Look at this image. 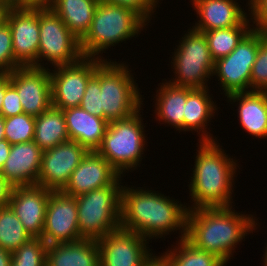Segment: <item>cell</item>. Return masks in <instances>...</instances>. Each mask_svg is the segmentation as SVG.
<instances>
[{"label": "cell", "instance_id": "6da1fadb", "mask_svg": "<svg viewBox=\"0 0 267 266\" xmlns=\"http://www.w3.org/2000/svg\"><path fill=\"white\" fill-rule=\"evenodd\" d=\"M141 188V189H140ZM158 191L143 187H122L121 229L138 233L141 237L162 238L179 230L186 238L188 208Z\"/></svg>", "mask_w": 267, "mask_h": 266}, {"label": "cell", "instance_id": "7a4b0ae2", "mask_svg": "<svg viewBox=\"0 0 267 266\" xmlns=\"http://www.w3.org/2000/svg\"><path fill=\"white\" fill-rule=\"evenodd\" d=\"M232 207H202L188 210L187 214L186 239L226 264L236 245L258 228L255 216L238 213Z\"/></svg>", "mask_w": 267, "mask_h": 266}, {"label": "cell", "instance_id": "3957f363", "mask_svg": "<svg viewBox=\"0 0 267 266\" xmlns=\"http://www.w3.org/2000/svg\"><path fill=\"white\" fill-rule=\"evenodd\" d=\"M199 143L189 183V194L194 203L187 207L188 210L232 206L234 177L239 167L237 160L226 155L218 141Z\"/></svg>", "mask_w": 267, "mask_h": 266}, {"label": "cell", "instance_id": "277c9868", "mask_svg": "<svg viewBox=\"0 0 267 266\" xmlns=\"http://www.w3.org/2000/svg\"><path fill=\"white\" fill-rule=\"evenodd\" d=\"M147 24L131 8L99 1L91 26L80 40L81 51L84 57L107 61L100 53L130 38H136Z\"/></svg>", "mask_w": 267, "mask_h": 266}, {"label": "cell", "instance_id": "5b68a950", "mask_svg": "<svg viewBox=\"0 0 267 266\" xmlns=\"http://www.w3.org/2000/svg\"><path fill=\"white\" fill-rule=\"evenodd\" d=\"M140 110L123 120L108 123L97 152L121 175L140 167L146 146L145 126ZM144 126V127H143ZM124 173V174H123Z\"/></svg>", "mask_w": 267, "mask_h": 266}, {"label": "cell", "instance_id": "8992f818", "mask_svg": "<svg viewBox=\"0 0 267 266\" xmlns=\"http://www.w3.org/2000/svg\"><path fill=\"white\" fill-rule=\"evenodd\" d=\"M123 186H107L75 197L82 239L99 240L121 228Z\"/></svg>", "mask_w": 267, "mask_h": 266}, {"label": "cell", "instance_id": "52a82bcc", "mask_svg": "<svg viewBox=\"0 0 267 266\" xmlns=\"http://www.w3.org/2000/svg\"><path fill=\"white\" fill-rule=\"evenodd\" d=\"M135 83L126 63L118 64L109 59L100 64L103 119L108 123L129 118L142 110V95Z\"/></svg>", "mask_w": 267, "mask_h": 266}, {"label": "cell", "instance_id": "ba28073f", "mask_svg": "<svg viewBox=\"0 0 267 266\" xmlns=\"http://www.w3.org/2000/svg\"><path fill=\"white\" fill-rule=\"evenodd\" d=\"M172 56L171 64L175 78L168 81L178 87L192 89L207 88L213 76L214 63L209 51L206 36L202 32L188 29ZM208 78V79H207Z\"/></svg>", "mask_w": 267, "mask_h": 266}, {"label": "cell", "instance_id": "9c48e42d", "mask_svg": "<svg viewBox=\"0 0 267 266\" xmlns=\"http://www.w3.org/2000/svg\"><path fill=\"white\" fill-rule=\"evenodd\" d=\"M39 29L40 43L36 68L46 67L43 60L58 67L74 64L84 57L80 40L52 9H39Z\"/></svg>", "mask_w": 267, "mask_h": 266}, {"label": "cell", "instance_id": "30bf717a", "mask_svg": "<svg viewBox=\"0 0 267 266\" xmlns=\"http://www.w3.org/2000/svg\"><path fill=\"white\" fill-rule=\"evenodd\" d=\"M259 44L260 31L252 29L229 55L215 61L213 75L218 77L225 96L251 91V71Z\"/></svg>", "mask_w": 267, "mask_h": 266}, {"label": "cell", "instance_id": "8fae6325", "mask_svg": "<svg viewBox=\"0 0 267 266\" xmlns=\"http://www.w3.org/2000/svg\"><path fill=\"white\" fill-rule=\"evenodd\" d=\"M103 61L83 57L74 64L54 67L50 71L52 106L61 110L79 107L88 80Z\"/></svg>", "mask_w": 267, "mask_h": 266}, {"label": "cell", "instance_id": "7c38bea8", "mask_svg": "<svg viewBox=\"0 0 267 266\" xmlns=\"http://www.w3.org/2000/svg\"><path fill=\"white\" fill-rule=\"evenodd\" d=\"M147 240L121 228L108 233L97 240L100 266H144L155 256Z\"/></svg>", "mask_w": 267, "mask_h": 266}, {"label": "cell", "instance_id": "4fadbf2b", "mask_svg": "<svg viewBox=\"0 0 267 266\" xmlns=\"http://www.w3.org/2000/svg\"><path fill=\"white\" fill-rule=\"evenodd\" d=\"M41 238L47 245L82 240L75 197L62 191L50 192Z\"/></svg>", "mask_w": 267, "mask_h": 266}, {"label": "cell", "instance_id": "5bb4252c", "mask_svg": "<svg viewBox=\"0 0 267 266\" xmlns=\"http://www.w3.org/2000/svg\"><path fill=\"white\" fill-rule=\"evenodd\" d=\"M87 152L72 140L43 151L37 185L50 191H62Z\"/></svg>", "mask_w": 267, "mask_h": 266}, {"label": "cell", "instance_id": "9a60e30c", "mask_svg": "<svg viewBox=\"0 0 267 266\" xmlns=\"http://www.w3.org/2000/svg\"><path fill=\"white\" fill-rule=\"evenodd\" d=\"M25 114L37 117L52 106L49 68L19 67L9 73Z\"/></svg>", "mask_w": 267, "mask_h": 266}, {"label": "cell", "instance_id": "2e32d148", "mask_svg": "<svg viewBox=\"0 0 267 266\" xmlns=\"http://www.w3.org/2000/svg\"><path fill=\"white\" fill-rule=\"evenodd\" d=\"M7 23L12 34L15 60L22 67H37L40 43L39 9H27L15 3L8 13Z\"/></svg>", "mask_w": 267, "mask_h": 266}, {"label": "cell", "instance_id": "e0dca14e", "mask_svg": "<svg viewBox=\"0 0 267 266\" xmlns=\"http://www.w3.org/2000/svg\"><path fill=\"white\" fill-rule=\"evenodd\" d=\"M119 174L97 151H88L72 172L63 193L76 197L107 186H123Z\"/></svg>", "mask_w": 267, "mask_h": 266}, {"label": "cell", "instance_id": "ac0fdd59", "mask_svg": "<svg viewBox=\"0 0 267 266\" xmlns=\"http://www.w3.org/2000/svg\"><path fill=\"white\" fill-rule=\"evenodd\" d=\"M50 190L39 186L15 187L9 206L31 237L43 234Z\"/></svg>", "mask_w": 267, "mask_h": 266}, {"label": "cell", "instance_id": "d6986e66", "mask_svg": "<svg viewBox=\"0 0 267 266\" xmlns=\"http://www.w3.org/2000/svg\"><path fill=\"white\" fill-rule=\"evenodd\" d=\"M200 19L192 26L198 32L234 26H253L247 13L235 0H191ZM250 21V22H249Z\"/></svg>", "mask_w": 267, "mask_h": 266}, {"label": "cell", "instance_id": "ffe728a7", "mask_svg": "<svg viewBox=\"0 0 267 266\" xmlns=\"http://www.w3.org/2000/svg\"><path fill=\"white\" fill-rule=\"evenodd\" d=\"M42 153L34 141L12 145L1 175L14 187L37 185Z\"/></svg>", "mask_w": 267, "mask_h": 266}, {"label": "cell", "instance_id": "44dd1931", "mask_svg": "<svg viewBox=\"0 0 267 266\" xmlns=\"http://www.w3.org/2000/svg\"><path fill=\"white\" fill-rule=\"evenodd\" d=\"M69 139L79 143L88 151L100 147L108 122L79 107L63 110Z\"/></svg>", "mask_w": 267, "mask_h": 266}, {"label": "cell", "instance_id": "7402d4cb", "mask_svg": "<svg viewBox=\"0 0 267 266\" xmlns=\"http://www.w3.org/2000/svg\"><path fill=\"white\" fill-rule=\"evenodd\" d=\"M227 99L238 102V120L242 128L257 138H267V103L263 92H237L227 95Z\"/></svg>", "mask_w": 267, "mask_h": 266}, {"label": "cell", "instance_id": "603a6c76", "mask_svg": "<svg viewBox=\"0 0 267 266\" xmlns=\"http://www.w3.org/2000/svg\"><path fill=\"white\" fill-rule=\"evenodd\" d=\"M46 266H100L97 240L48 245Z\"/></svg>", "mask_w": 267, "mask_h": 266}, {"label": "cell", "instance_id": "cb8c5ba5", "mask_svg": "<svg viewBox=\"0 0 267 266\" xmlns=\"http://www.w3.org/2000/svg\"><path fill=\"white\" fill-rule=\"evenodd\" d=\"M209 87L201 89H192L187 87V100L185 104L184 131H196L199 141H217L213 135L207 132L206 127L211 118L214 117L218 108L211 100ZM216 110V111H215ZM206 127V128H205ZM199 130V131H198ZM202 131V132H201ZM200 133H202L200 135Z\"/></svg>", "mask_w": 267, "mask_h": 266}, {"label": "cell", "instance_id": "d4e9b609", "mask_svg": "<svg viewBox=\"0 0 267 266\" xmlns=\"http://www.w3.org/2000/svg\"><path fill=\"white\" fill-rule=\"evenodd\" d=\"M156 91L155 114L160 122L184 131V114L187 100V87H178L162 82Z\"/></svg>", "mask_w": 267, "mask_h": 266}, {"label": "cell", "instance_id": "484cf974", "mask_svg": "<svg viewBox=\"0 0 267 266\" xmlns=\"http://www.w3.org/2000/svg\"><path fill=\"white\" fill-rule=\"evenodd\" d=\"M99 0H56L51 8L81 40L88 32Z\"/></svg>", "mask_w": 267, "mask_h": 266}, {"label": "cell", "instance_id": "4316f807", "mask_svg": "<svg viewBox=\"0 0 267 266\" xmlns=\"http://www.w3.org/2000/svg\"><path fill=\"white\" fill-rule=\"evenodd\" d=\"M69 140L63 110L51 106L47 111L35 117L33 141L42 151Z\"/></svg>", "mask_w": 267, "mask_h": 266}, {"label": "cell", "instance_id": "83f0119b", "mask_svg": "<svg viewBox=\"0 0 267 266\" xmlns=\"http://www.w3.org/2000/svg\"><path fill=\"white\" fill-rule=\"evenodd\" d=\"M162 253L167 266H225L216 254L196 248L186 238L179 239L177 246ZM170 250V251H169Z\"/></svg>", "mask_w": 267, "mask_h": 266}, {"label": "cell", "instance_id": "f1b7e54d", "mask_svg": "<svg viewBox=\"0 0 267 266\" xmlns=\"http://www.w3.org/2000/svg\"><path fill=\"white\" fill-rule=\"evenodd\" d=\"M252 29L250 26H234L203 32L212 59L216 61L229 55Z\"/></svg>", "mask_w": 267, "mask_h": 266}, {"label": "cell", "instance_id": "f546056e", "mask_svg": "<svg viewBox=\"0 0 267 266\" xmlns=\"http://www.w3.org/2000/svg\"><path fill=\"white\" fill-rule=\"evenodd\" d=\"M30 238L10 206L0 208V247L13 252Z\"/></svg>", "mask_w": 267, "mask_h": 266}, {"label": "cell", "instance_id": "4dcf8cb0", "mask_svg": "<svg viewBox=\"0 0 267 266\" xmlns=\"http://www.w3.org/2000/svg\"><path fill=\"white\" fill-rule=\"evenodd\" d=\"M47 247L42 238H30L12 252L11 266H46Z\"/></svg>", "mask_w": 267, "mask_h": 266}, {"label": "cell", "instance_id": "1f68e13d", "mask_svg": "<svg viewBox=\"0 0 267 266\" xmlns=\"http://www.w3.org/2000/svg\"><path fill=\"white\" fill-rule=\"evenodd\" d=\"M34 130V116L23 113L5 118V139L11 145L33 141Z\"/></svg>", "mask_w": 267, "mask_h": 266}, {"label": "cell", "instance_id": "d6a6232c", "mask_svg": "<svg viewBox=\"0 0 267 266\" xmlns=\"http://www.w3.org/2000/svg\"><path fill=\"white\" fill-rule=\"evenodd\" d=\"M251 91L267 90V34L260 32V44L250 77Z\"/></svg>", "mask_w": 267, "mask_h": 266}, {"label": "cell", "instance_id": "836d02e7", "mask_svg": "<svg viewBox=\"0 0 267 266\" xmlns=\"http://www.w3.org/2000/svg\"><path fill=\"white\" fill-rule=\"evenodd\" d=\"M80 107L90 114L103 118V108L100 88V65L94 75L88 80Z\"/></svg>", "mask_w": 267, "mask_h": 266}, {"label": "cell", "instance_id": "e575fe53", "mask_svg": "<svg viewBox=\"0 0 267 266\" xmlns=\"http://www.w3.org/2000/svg\"><path fill=\"white\" fill-rule=\"evenodd\" d=\"M19 67L22 66L14 58L12 34L6 22L0 27V73H10Z\"/></svg>", "mask_w": 267, "mask_h": 266}, {"label": "cell", "instance_id": "d590c367", "mask_svg": "<svg viewBox=\"0 0 267 266\" xmlns=\"http://www.w3.org/2000/svg\"><path fill=\"white\" fill-rule=\"evenodd\" d=\"M110 4H116L131 8L137 12L147 23L151 21L154 10L160 0H99ZM151 18V19H150Z\"/></svg>", "mask_w": 267, "mask_h": 266}, {"label": "cell", "instance_id": "8d00e7d4", "mask_svg": "<svg viewBox=\"0 0 267 266\" xmlns=\"http://www.w3.org/2000/svg\"><path fill=\"white\" fill-rule=\"evenodd\" d=\"M23 108L16 88L10 83L9 73H7V89L3 99L1 115L4 118L23 114Z\"/></svg>", "mask_w": 267, "mask_h": 266}, {"label": "cell", "instance_id": "74e56055", "mask_svg": "<svg viewBox=\"0 0 267 266\" xmlns=\"http://www.w3.org/2000/svg\"><path fill=\"white\" fill-rule=\"evenodd\" d=\"M248 11L250 12L248 17H251L249 19L253 22V29L267 34V0H253Z\"/></svg>", "mask_w": 267, "mask_h": 266}, {"label": "cell", "instance_id": "f35d334b", "mask_svg": "<svg viewBox=\"0 0 267 266\" xmlns=\"http://www.w3.org/2000/svg\"><path fill=\"white\" fill-rule=\"evenodd\" d=\"M14 186L6 180L0 173V208L9 205L14 191Z\"/></svg>", "mask_w": 267, "mask_h": 266}, {"label": "cell", "instance_id": "ab89813d", "mask_svg": "<svg viewBox=\"0 0 267 266\" xmlns=\"http://www.w3.org/2000/svg\"><path fill=\"white\" fill-rule=\"evenodd\" d=\"M16 3L27 9H51L56 0H16Z\"/></svg>", "mask_w": 267, "mask_h": 266}, {"label": "cell", "instance_id": "60d3db41", "mask_svg": "<svg viewBox=\"0 0 267 266\" xmlns=\"http://www.w3.org/2000/svg\"><path fill=\"white\" fill-rule=\"evenodd\" d=\"M15 3L16 0H0V27L7 22L8 13Z\"/></svg>", "mask_w": 267, "mask_h": 266}, {"label": "cell", "instance_id": "b9f144b4", "mask_svg": "<svg viewBox=\"0 0 267 266\" xmlns=\"http://www.w3.org/2000/svg\"><path fill=\"white\" fill-rule=\"evenodd\" d=\"M11 146L6 139L0 141V171L9 156Z\"/></svg>", "mask_w": 267, "mask_h": 266}, {"label": "cell", "instance_id": "7bdbcfd3", "mask_svg": "<svg viewBox=\"0 0 267 266\" xmlns=\"http://www.w3.org/2000/svg\"><path fill=\"white\" fill-rule=\"evenodd\" d=\"M6 89H7V73H0V115Z\"/></svg>", "mask_w": 267, "mask_h": 266}, {"label": "cell", "instance_id": "ee69618b", "mask_svg": "<svg viewBox=\"0 0 267 266\" xmlns=\"http://www.w3.org/2000/svg\"><path fill=\"white\" fill-rule=\"evenodd\" d=\"M12 252L0 247V266H11Z\"/></svg>", "mask_w": 267, "mask_h": 266}, {"label": "cell", "instance_id": "f6af8a7d", "mask_svg": "<svg viewBox=\"0 0 267 266\" xmlns=\"http://www.w3.org/2000/svg\"><path fill=\"white\" fill-rule=\"evenodd\" d=\"M144 266H167L164 258L162 256H154L148 263Z\"/></svg>", "mask_w": 267, "mask_h": 266}, {"label": "cell", "instance_id": "bcb514c9", "mask_svg": "<svg viewBox=\"0 0 267 266\" xmlns=\"http://www.w3.org/2000/svg\"><path fill=\"white\" fill-rule=\"evenodd\" d=\"M5 118L0 115V141L5 139Z\"/></svg>", "mask_w": 267, "mask_h": 266}, {"label": "cell", "instance_id": "7dc6e473", "mask_svg": "<svg viewBox=\"0 0 267 266\" xmlns=\"http://www.w3.org/2000/svg\"><path fill=\"white\" fill-rule=\"evenodd\" d=\"M266 246H267V244H266ZM265 249H266V250H265V253H264V255H263V257H264L263 262H264V266H267V247H266Z\"/></svg>", "mask_w": 267, "mask_h": 266}, {"label": "cell", "instance_id": "c3c4849f", "mask_svg": "<svg viewBox=\"0 0 267 266\" xmlns=\"http://www.w3.org/2000/svg\"><path fill=\"white\" fill-rule=\"evenodd\" d=\"M252 2H253V0H248V2H247V3H248V5H247V6H249V7H248V9L251 7V5H252Z\"/></svg>", "mask_w": 267, "mask_h": 266}, {"label": "cell", "instance_id": "681fc988", "mask_svg": "<svg viewBox=\"0 0 267 266\" xmlns=\"http://www.w3.org/2000/svg\"><path fill=\"white\" fill-rule=\"evenodd\" d=\"M264 93V96H265V100H266V103H267V90L265 91H262Z\"/></svg>", "mask_w": 267, "mask_h": 266}]
</instances>
